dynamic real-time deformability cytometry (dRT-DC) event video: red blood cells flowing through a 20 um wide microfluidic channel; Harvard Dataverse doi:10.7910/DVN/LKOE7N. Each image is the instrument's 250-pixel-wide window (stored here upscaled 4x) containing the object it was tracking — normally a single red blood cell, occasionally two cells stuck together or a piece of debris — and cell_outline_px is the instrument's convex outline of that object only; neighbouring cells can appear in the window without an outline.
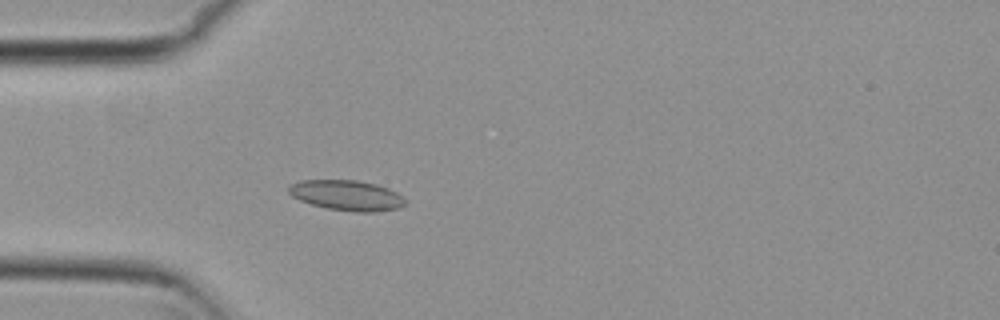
{"species": "common noctule bat (a hibernating species)", "species_latin": "Nyctalus noctula", "temperature_condition": "cold", "stored_images_in_passage": 52, "camera_frame_rate_fps": 3000, "um_per_image_px": 0.085, "animal": {"sex": "female", "body_mass_g": 29.2, "forearm_length_mm": 56.3}, "frame": {"image": 1, "passage_image": 12, "time_ms": 3.667, "image_size_px": [1000, 320], "cell_outline_px": [[408, 204], [400, 208], [376, 212], [356, 212], [328, 208], [312, 204], [300, 200], [292, 196], [288, 192], [288, 184], [300, 180], [356, 180], [376, 184], [388, 188], [396, 192], [408, 200]], "centroid_in_image_um": [29.51, 16.6], "position_along_channel_um": 55.5, "area_um2": 20.81}}
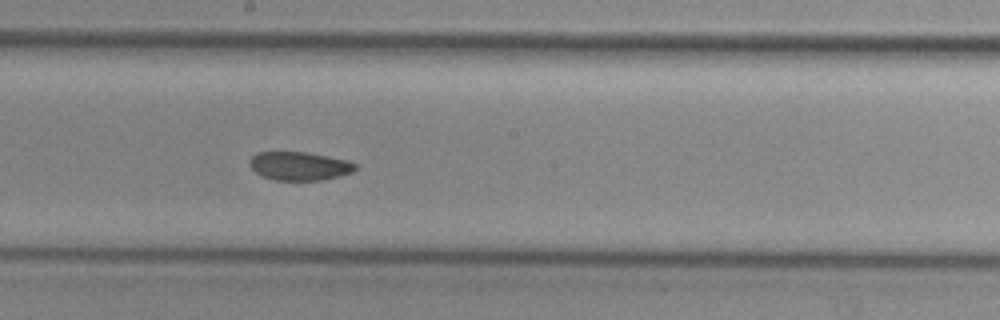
{"frame": {"image": 2, "passage_image": 26, "time_ms": 8.333, "image_size_px": [1000, 320], "cell_outline_px": [[356, 168], [352, 172], [340, 176], [320, 180], [276, 180], [260, 176], [248, 164], [248, 160], [256, 152], [304, 152], [344, 160], [356, 164]], "centroid_in_image_um": [25.38, 14.12], "position_along_channel_um": 222.8, "area_um2": 17.4}}
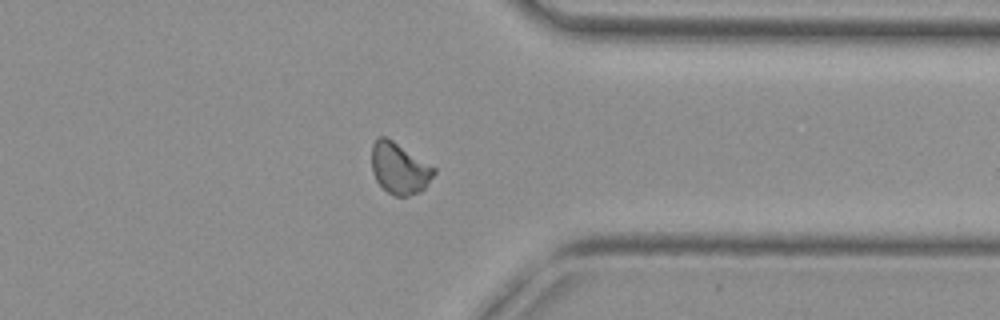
{"frame": {"image": 3, "passage_image": 39, "time_ms": 12.667, "image_size_px": [1000, 320], "cell_outline_px": [[436, 172], [424, 188], [420, 192], [408, 196], [396, 196], [388, 192], [376, 180], [372, 172], [372, 144], [380, 136], [384, 136], [392, 140], [436, 168]], "centroid_in_image_um": [33.95, 14.31], "position_along_channel_um": 377.5, "area_um2": 18.38}, "authors_computed_cell_mechanics": {"area_um2": 18.7272, "velocity_mm_per_s": 3.7139, "shape_relaxation_time_tau1_ms": 10.8502, "shape_relaxation_time_tau2_ms": 7.319, "deformation_change_tau1": 0.1254, "deformation_change_tau2": 0.0965}}